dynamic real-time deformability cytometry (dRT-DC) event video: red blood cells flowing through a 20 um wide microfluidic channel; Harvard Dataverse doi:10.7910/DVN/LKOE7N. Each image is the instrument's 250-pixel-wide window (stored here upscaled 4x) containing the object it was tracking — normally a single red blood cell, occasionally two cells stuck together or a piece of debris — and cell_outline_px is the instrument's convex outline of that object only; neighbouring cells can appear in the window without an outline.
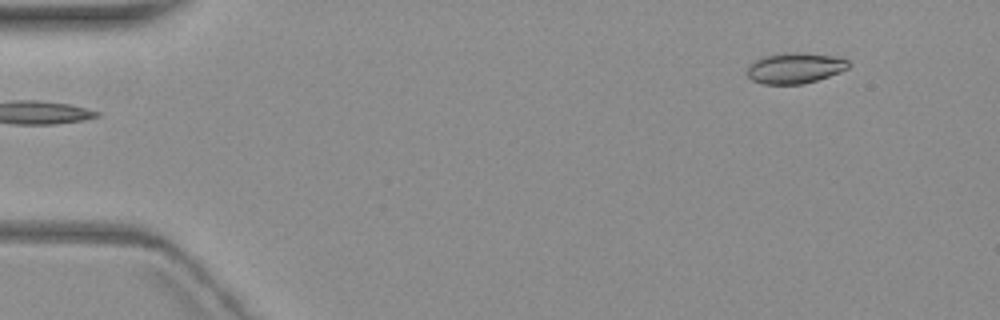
{"species": "common noctule bat (a hibernating species)", "species_latin": "Nyctalus noctula", "temperature_condition": "warm", "stored_images_in_passage": 5, "camera_frame_rate_fps": 3000, "um_per_image_px": 0.085, "animal": {"sex": "female", "body_mass_g": 19.3, "forearm_length_mm": 54.1}, "frame": {"image": 1, "passage_image": 1, "time_ms": 0.0, "image_size_px": [1000, 320], "cell_outline_px": [[848, 68], [840, 72], [816, 80], [800, 84], [764, 84], [752, 80], [748, 76], [748, 68], [756, 60], [764, 56], [792, 52], [836, 56], [848, 60]], "centroid_in_image_um": [67.58, 5.79], "position_along_channel_um": 17.4, "area_um2": 17.74}}
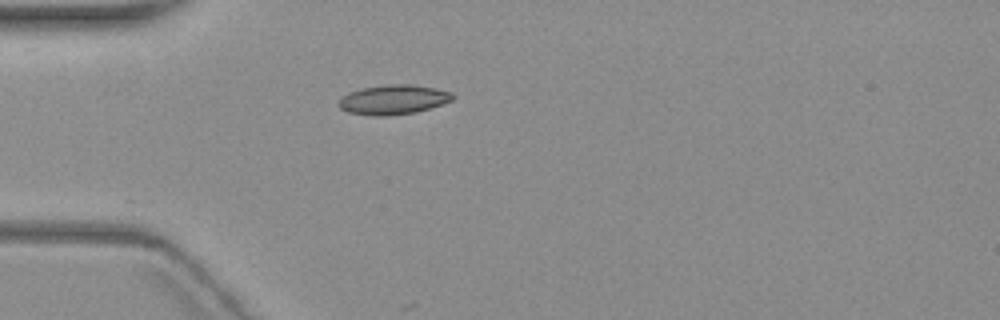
{"frame": {"image": 2, "passage_image": 4, "time_ms": 3.667, "image_size_px": [1000, 320], "cell_outline_px": [[452, 100], [416, 112], [384, 116], [372, 116], [348, 112], [340, 108], [336, 104], [348, 92], [360, 88], [392, 84], [412, 84], [436, 88], [452, 92]], "centroid_in_image_um": [33.39, 8.46], "position_along_channel_um": 51.6, "area_um2": 19.54}}